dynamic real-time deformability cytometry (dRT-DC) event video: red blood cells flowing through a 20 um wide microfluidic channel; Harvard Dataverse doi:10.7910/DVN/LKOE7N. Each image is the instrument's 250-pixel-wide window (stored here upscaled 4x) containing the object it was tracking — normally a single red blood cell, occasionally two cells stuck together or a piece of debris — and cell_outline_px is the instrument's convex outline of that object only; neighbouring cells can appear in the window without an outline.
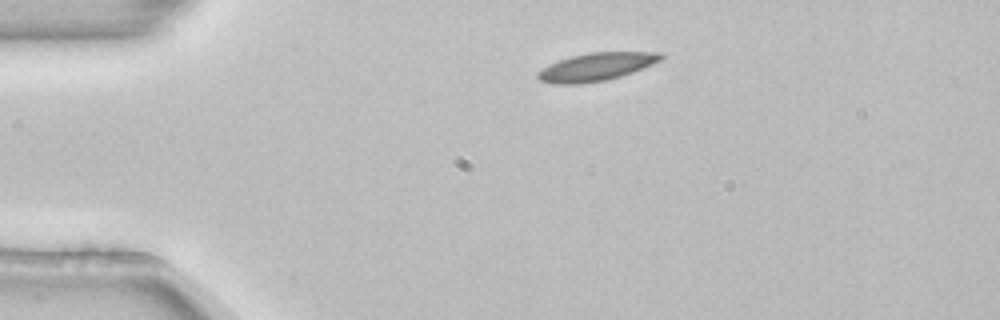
{"species": "common noctule bat (a hibernating species)", "species_latin": "Nyctalus noctula", "temperature_condition": "room temperature", "stored_images_in_passage": 43, "camera_frame_rate_fps": 3000, "um_per_image_px": 0.085, "animal": {"sex": "female", "body_mass_g": 22.7, "forearm_length_mm": 54.2}, "frame": {"image": 1, "passage_image": 1, "time_ms": 0.0, "image_size_px": [1000, 320], "cell_outline_px": [[664, 56], [660, 60], [652, 64], [632, 72], [620, 76], [604, 80], [580, 84], [552, 84], [540, 80], [536, 76], [536, 72], [560, 60], [572, 56], [588, 52], [664, 52]], "centroid_in_image_um": [50.69, 5.68], "position_along_channel_um": 34.3, "area_um2": 19.83}}
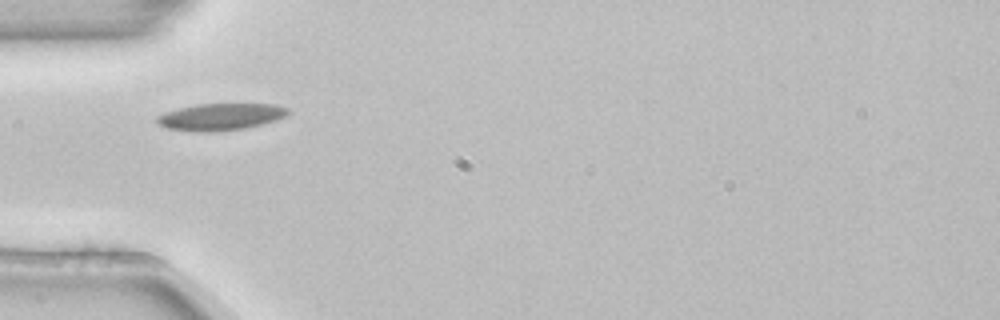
{"frame": {"image": 2, "passage_image": 7, "time_ms": 2.0, "image_size_px": [1000, 320], "cell_outline_px": [[292, 112], [276, 120], [244, 128], [216, 132], [192, 132], [164, 128], [156, 120], [156, 116], [164, 112], [180, 108], [200, 104], [276, 104], [288, 108]], "centroid_in_image_um": [18.73, 9.94], "position_along_channel_um": 66.3, "area_um2": 20.63}}
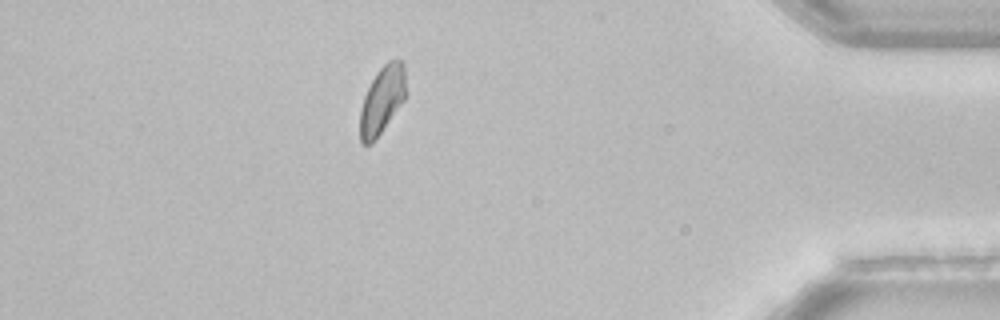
{"frame": {"image": 3, "passage_image": 37, "time_ms": 12.0, "image_size_px": [1000, 320], "cell_outline_px": [[404, 100], [376, 140], [372, 144], [364, 144], [360, 140], [360, 108], [364, 96], [376, 72], [388, 60], [400, 60], [404, 64]], "centroid_in_image_um": [32.45, 8.53], "position_along_channel_um": 402.8, "area_um2": 17.86}, "authors_computed_cell_mechanics": {"area_um2": 19.3052, "velocity_mm_per_s": 3.8182, "shape_relaxation_time_tau1_ms": 9.0939, "shape_relaxation_time_tau2_ms": null, "deformation_change_tau1": 0.1601, "deformation_change_tau2": null}}